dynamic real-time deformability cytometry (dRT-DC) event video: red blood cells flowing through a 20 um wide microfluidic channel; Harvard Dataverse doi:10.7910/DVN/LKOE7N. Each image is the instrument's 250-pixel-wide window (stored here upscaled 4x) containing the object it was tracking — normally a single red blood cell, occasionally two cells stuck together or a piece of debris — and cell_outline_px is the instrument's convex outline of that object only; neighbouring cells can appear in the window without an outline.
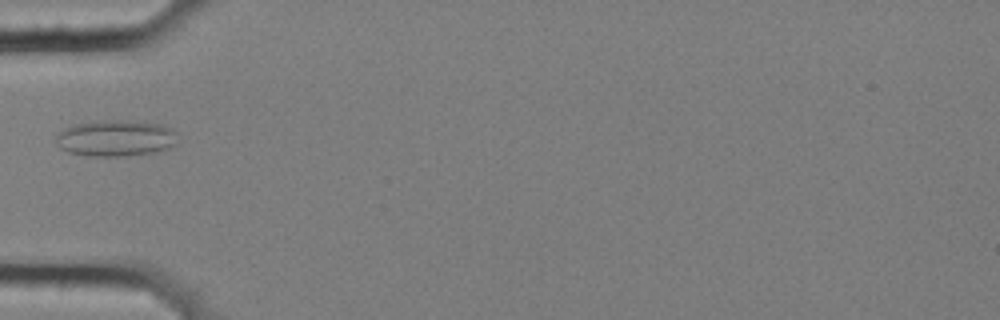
{"species": "common noctule bat (a hibernating species)", "species_latin": "Nyctalus noctula", "temperature_condition": "cold", "stored_images_in_passage": 2, "camera_frame_rate_fps": 3000, "um_per_image_px": 0.085, "animal": {"sex": "female", "body_mass_g": 25.1}, "frame": {"image": 1, "passage_image": 2, "time_ms": 0.333, "image_size_px": [1000, 320], "cell_outline_px": [[176, 144], [168, 148], [152, 152], [124, 156], [88, 156], [68, 152], [60, 148], [56, 144], [56, 136], [64, 128], [72, 124], [100, 120], [128, 120], [164, 124], [172, 128], [176, 132]], "centroid_in_image_um": [9.82, 11.73], "position_along_channel_um": 75.2, "area_um2": 26.01}}